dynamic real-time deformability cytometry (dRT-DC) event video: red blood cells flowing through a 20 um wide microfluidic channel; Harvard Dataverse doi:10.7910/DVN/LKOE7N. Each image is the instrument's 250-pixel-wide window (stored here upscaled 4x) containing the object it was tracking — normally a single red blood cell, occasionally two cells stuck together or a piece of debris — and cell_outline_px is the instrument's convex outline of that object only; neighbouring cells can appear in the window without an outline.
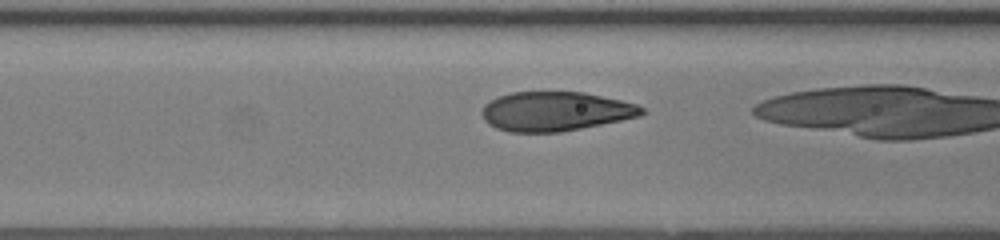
{"species": "human", "species_latin": "Homo sapiens", "temperature_condition": "room temperature", "stored_images_in_passage": 25, "camera_frame_rate_fps": 3000, "um_per_image_px": 0.085, "donor": {"sex": "female"}, "frame": {"image": 1, "passage_image": 9, "time_ms": 2.667, "image_size_px": [1000, 240], "cell_outline_px": [[648, 112], [640, 116], [560, 132], [512, 132], [496, 128], [488, 124], [484, 120], [480, 112], [484, 104], [500, 96], [512, 92], [584, 92], [620, 100], [636, 104], [644, 108]], "centroid_in_image_um": [47.19, 9.46], "position_along_channel_um": 119.4, "area_um2": 36.47}}
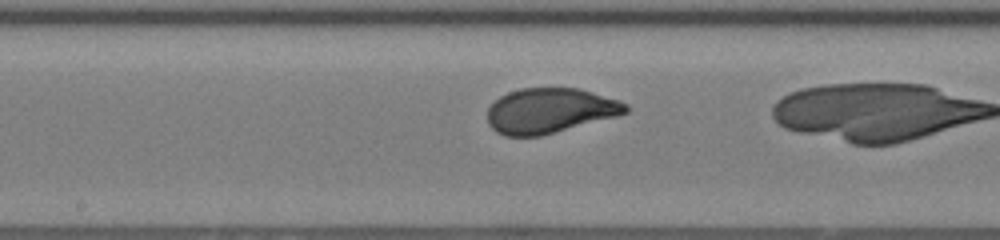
{"frame": {"image": 2, "passage_image": 14, "time_ms": 4.333, "image_size_px": [1000, 240], "cell_outline_px": [[628, 112], [616, 116], [540, 136], [504, 136], [496, 132], [488, 124], [488, 108], [500, 96], [508, 92], [520, 88], [580, 88], [628, 104]], "centroid_in_image_um": [46.7, 9.41], "position_along_channel_um": 201.5, "area_um2": 36.07}}